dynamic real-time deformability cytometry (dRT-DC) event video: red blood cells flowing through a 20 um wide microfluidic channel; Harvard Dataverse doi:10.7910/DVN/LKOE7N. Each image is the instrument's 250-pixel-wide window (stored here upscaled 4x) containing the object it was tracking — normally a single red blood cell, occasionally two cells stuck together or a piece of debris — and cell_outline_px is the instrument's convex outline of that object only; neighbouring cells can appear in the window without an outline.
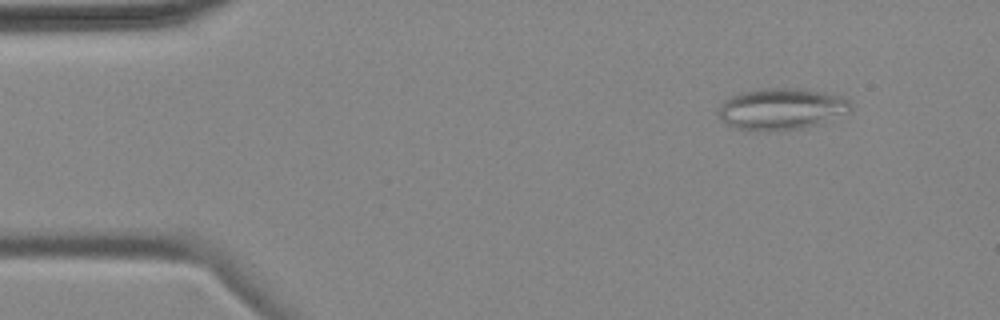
{"species": "common noctule bat (a hibernating species)", "species_latin": "Nyctalus noctula", "temperature_condition": "cold", "stored_images_in_passage": 5, "camera_frame_rate_fps": 3000, "um_per_image_px": 0.085, "animal": {"sex": "female", "body_mass_g": 18.4}, "frame": {"image": 1, "passage_image": 2, "time_ms": 1.333, "image_size_px": [1000, 320], "cell_outline_px": [[852, 108], [848, 112], [816, 124], [800, 128], [776, 132], [740, 128], [728, 124], [720, 120], [716, 112], [720, 104], [724, 100], [740, 92], [760, 88], [804, 88], [824, 92], [840, 96], [848, 100]], "centroid_in_image_um": [66.37, 9.24], "position_along_channel_um": 18.6, "area_um2": 32.02}}